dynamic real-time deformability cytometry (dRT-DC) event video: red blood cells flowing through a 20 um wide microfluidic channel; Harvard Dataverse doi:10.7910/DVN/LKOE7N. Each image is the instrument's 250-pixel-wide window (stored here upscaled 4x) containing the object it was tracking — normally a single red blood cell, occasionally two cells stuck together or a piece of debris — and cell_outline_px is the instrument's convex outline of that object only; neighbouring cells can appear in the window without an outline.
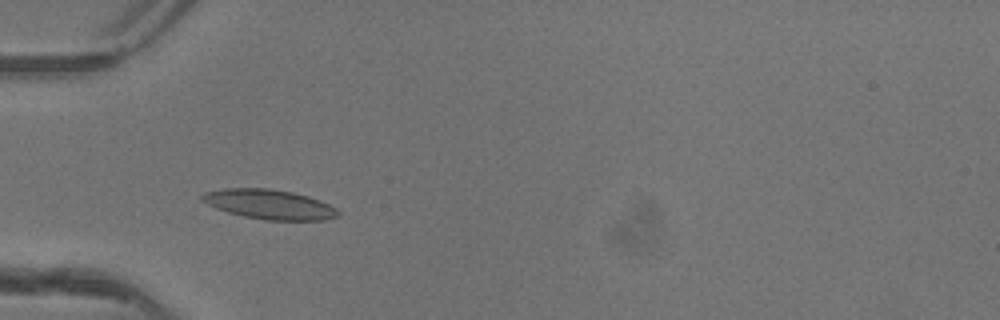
{"species": "common noctule bat (a hibernating species)", "species_latin": "Nyctalus noctula", "temperature_condition": "warm", "stored_images_in_passage": 46, "camera_frame_rate_fps": 3000, "um_per_image_px": 0.085, "animal": {"sex": "female"}, "frame": {"image": 1, "passage_image": 12, "time_ms": 3.667, "image_size_px": [1000, 320], "cell_outline_px": [[340, 216], [324, 220], [264, 220], [244, 216], [228, 212], [216, 208], [200, 200], [200, 196], [208, 192], [224, 188], [268, 188], [292, 192], [308, 196], [320, 200], [336, 208], [340, 212]], "centroid_in_image_um": [22.92, 17.37], "position_along_channel_um": 62.1, "area_um2": 23.47}}
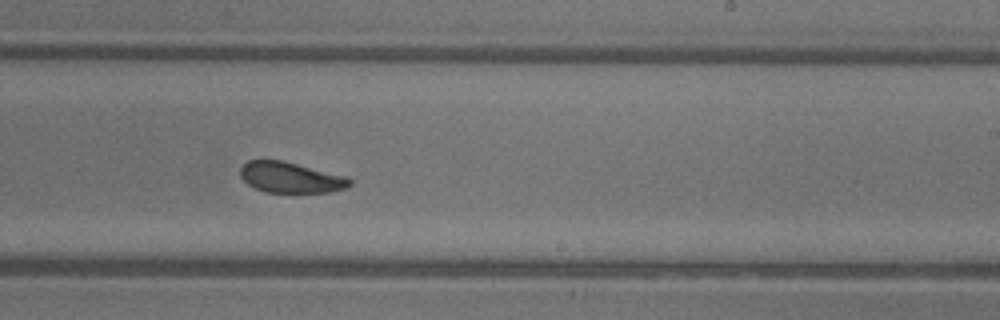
{"frame": {"image": 2, "passage_image": 27, "time_ms": 8.667, "image_size_px": [1000, 320], "cell_outline_px": [[352, 184], [344, 188], [332, 192], [264, 192], [248, 184], [240, 176], [240, 168], [248, 160], [284, 160], [348, 176], [352, 180]], "centroid_in_image_um": [24.73, 15.07], "position_along_channel_um": 264.3, "area_um2": 19.77}}
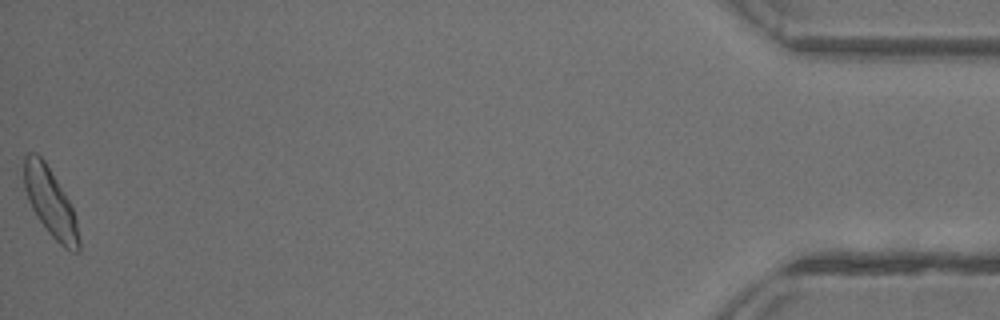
{"frame": {"image": 3, "passage_image": 46, "time_ms": 15.0, "image_size_px": [1000, 320], "cell_outline_px": [[80, 252], [72, 252], [64, 248], [48, 232], [36, 216], [28, 200], [24, 188], [24, 156], [28, 152], [36, 152], [44, 160], [64, 192], [76, 216], [80, 240]], "centroid_in_image_um": [4.28, 17.22], "position_along_channel_um": 430.9, "area_um2": 21.85}, "authors_computed_cell_mechanics": {"area_um2": 21.0392, "velocity_mm_per_s": 4.13, "shape_relaxation_time_tau1_ms": 3.196, "shape_relaxation_time_tau2_ms": 1.9307, "deformation_change_tau1": 0.111, "deformation_change_tau2": 0.077}}